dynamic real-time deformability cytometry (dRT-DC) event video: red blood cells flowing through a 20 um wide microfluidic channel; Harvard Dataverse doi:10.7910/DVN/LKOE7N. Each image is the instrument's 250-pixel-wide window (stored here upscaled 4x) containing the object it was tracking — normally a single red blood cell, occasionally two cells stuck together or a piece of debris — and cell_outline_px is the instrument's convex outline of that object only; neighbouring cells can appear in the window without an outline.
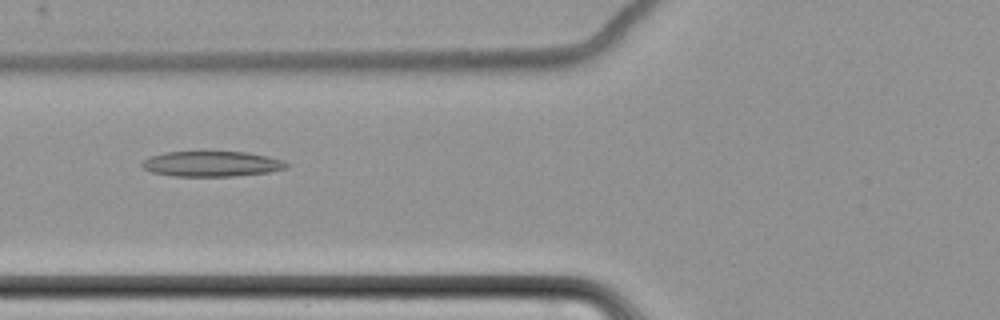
{"species": "common noctule bat (a hibernating species)", "species_latin": "Nyctalus noctula", "temperature_condition": "cold", "stored_images_in_passage": 12, "camera_frame_rate_fps": 3000, "um_per_image_px": 0.085, "animal": {"sex": "female", "body_mass_g": 22.7, "forearm_length_mm": 54.2}, "frame": {"image": 1, "passage_image": 4, "time_ms": 4.667, "image_size_px": [1000, 320], "cell_outline_px": [[292, 164], [288, 168], [272, 172], [236, 176], [172, 176], [152, 172], [144, 168], [140, 164], [148, 156], [164, 152], [248, 152], [268, 156], [284, 160]], "centroid_in_image_um": [18.06, 13.93], "position_along_channel_um": 107.7, "area_um2": 21.68}}
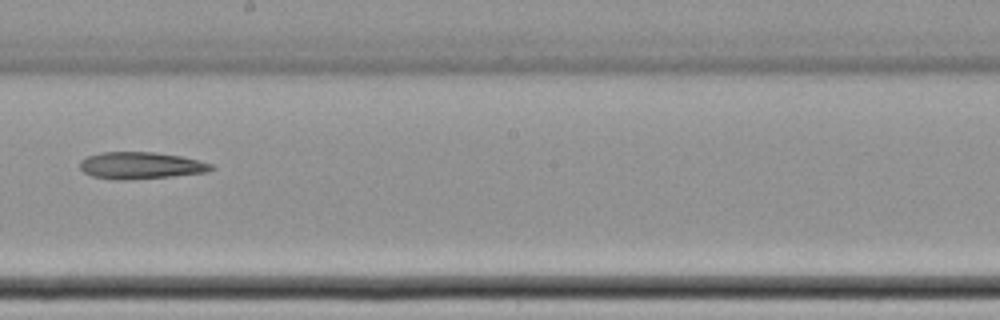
{"frame": {"image": 2, "passage_image": 7, "time_ms": 8.333, "image_size_px": [1000, 320], "cell_outline_px": [[216, 168], [208, 172], [172, 176], [124, 180], [112, 180], [92, 176], [84, 172], [80, 168], [80, 160], [88, 156], [100, 152], [152, 152], [180, 156], [216, 164]], "centroid_in_image_um": [11.99, 14.07], "position_along_channel_um": 236.2, "area_um2": 20.75}}
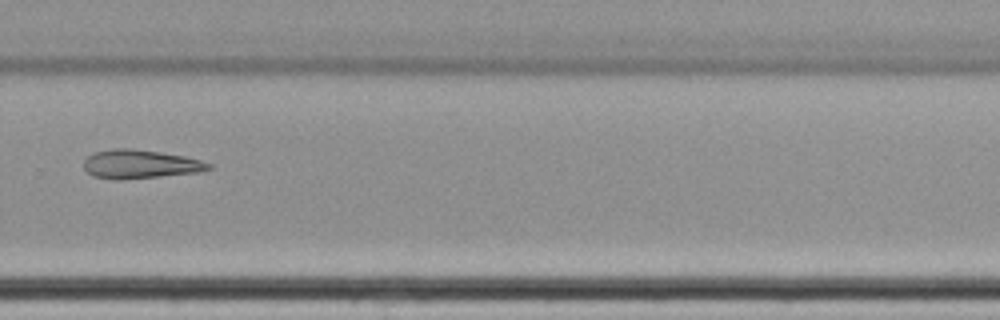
{"frame": {"image": 3, "passage_image": 9, "time_ms": 10.667, "image_size_px": [1000, 320], "cell_outline_px": [[212, 168], [200, 172], [120, 180], [112, 180], [92, 176], [84, 168], [84, 160], [92, 152], [112, 148], [128, 148], [160, 152], [184, 156], [200, 160], [212, 164]], "centroid_in_image_um": [11.88, 13.95], "position_along_channel_um": 317.9, "area_um2": 21.04}}